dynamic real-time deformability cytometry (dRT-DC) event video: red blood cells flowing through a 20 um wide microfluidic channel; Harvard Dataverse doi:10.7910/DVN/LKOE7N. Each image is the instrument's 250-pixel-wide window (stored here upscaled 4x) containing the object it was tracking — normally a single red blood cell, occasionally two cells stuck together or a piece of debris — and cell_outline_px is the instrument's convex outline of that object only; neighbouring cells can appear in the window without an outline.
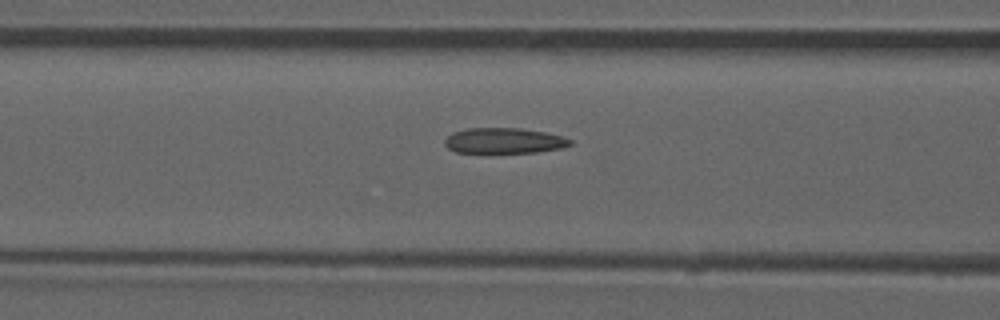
{"species": "common noctule bat (a hibernating species)", "species_latin": "Nyctalus noctula", "temperature_condition": "room temperature", "stored_images_in_passage": 17, "camera_frame_rate_fps": 3000, "um_per_image_px": 0.085, "animal": {"sex": "male", "forearm_length_mm": 52.5}, "frame": {"image": 1, "passage_image": 12, "time_ms": 3.667, "image_size_px": [1000, 320], "cell_outline_px": [[572, 144], [560, 148], [536, 152], [456, 152], [448, 148], [444, 144], [444, 140], [452, 132], [468, 128], [520, 128], [544, 132], [564, 136], [572, 140]], "centroid_in_image_um": [42.84, 11.95], "position_along_channel_um": 123.8, "area_um2": 18.55}}